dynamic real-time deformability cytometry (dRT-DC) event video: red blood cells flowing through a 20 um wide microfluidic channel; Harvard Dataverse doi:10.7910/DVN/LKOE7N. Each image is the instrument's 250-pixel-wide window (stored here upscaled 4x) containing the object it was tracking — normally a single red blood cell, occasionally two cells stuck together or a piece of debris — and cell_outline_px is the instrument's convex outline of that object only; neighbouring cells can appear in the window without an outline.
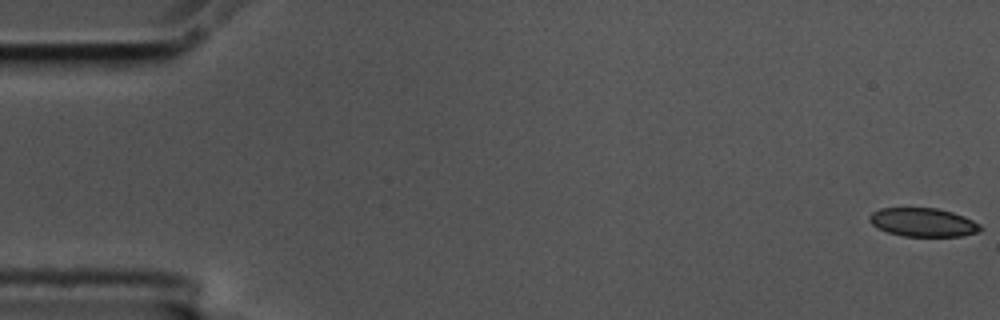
{"species": "common noctule bat (a hibernating species)", "species_latin": "Nyctalus noctula", "temperature_condition": "cold", "stored_images_in_passage": 57, "camera_frame_rate_fps": 3000, "um_per_image_px": 0.085, "animal": {"sex": "male", "body_mass_g": 17.5, "forearm_length_mm": 52.3}, "frame": {"image": 1, "passage_image": 1, "time_ms": 0.0, "image_size_px": [1000, 320], "cell_outline_px": [[984, 228], [980, 232], [960, 236], [904, 236], [888, 232], [872, 224], [868, 220], [868, 216], [872, 212], [880, 208], [936, 208], [952, 212], [964, 216], [980, 224]], "centroid_in_image_um": [78.48, 18.89], "position_along_channel_um": 6.5, "area_um2": 18.5}}
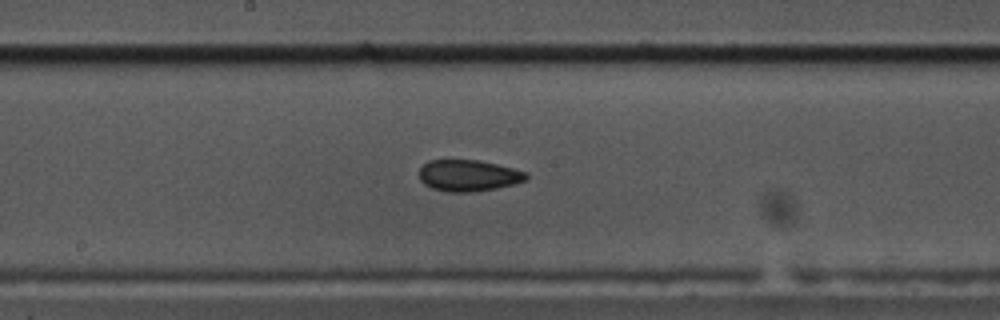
{"frame": {"image": 2, "passage_image": 30, "time_ms": 9.667, "image_size_px": [1000, 320], "cell_outline_px": [[528, 176], [524, 180], [512, 184], [496, 188], [472, 192], [448, 192], [432, 188], [424, 184], [420, 180], [420, 168], [428, 160], [480, 160], [528, 172]], "centroid_in_image_um": [39.8, 14.92], "position_along_channel_um": 208.4, "area_um2": 19.48}}
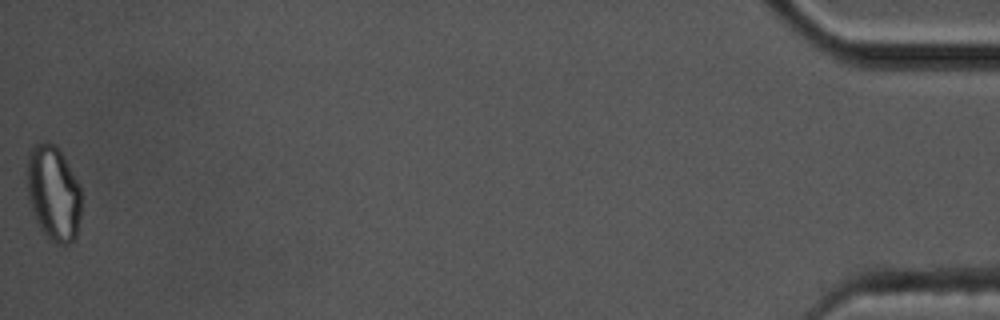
{"frame": {"image": 3, "passage_image": 57, "time_ms": 18.667, "image_size_px": [1000, 320], "cell_outline_px": [[80, 216], [76, 240], [68, 244], [56, 244], [40, 228], [36, 220], [28, 196], [28, 152], [32, 144], [44, 140], [48, 140], [56, 144], [76, 180], [80, 188]], "centroid_in_image_um": [4.54, 16.39], "position_along_channel_um": 430.7, "area_um2": 29.94}, "authors_computed_cell_mechanics": {"area_um2": 19.652, "velocity_mm_per_s": 3.5637, "shape_relaxation_time_tau1_ms": 5.856, "shape_relaxation_time_tau2_ms": 6.312, "deformation_change_tau1": 0.1022, "deformation_change_tau2": 0.0904}}